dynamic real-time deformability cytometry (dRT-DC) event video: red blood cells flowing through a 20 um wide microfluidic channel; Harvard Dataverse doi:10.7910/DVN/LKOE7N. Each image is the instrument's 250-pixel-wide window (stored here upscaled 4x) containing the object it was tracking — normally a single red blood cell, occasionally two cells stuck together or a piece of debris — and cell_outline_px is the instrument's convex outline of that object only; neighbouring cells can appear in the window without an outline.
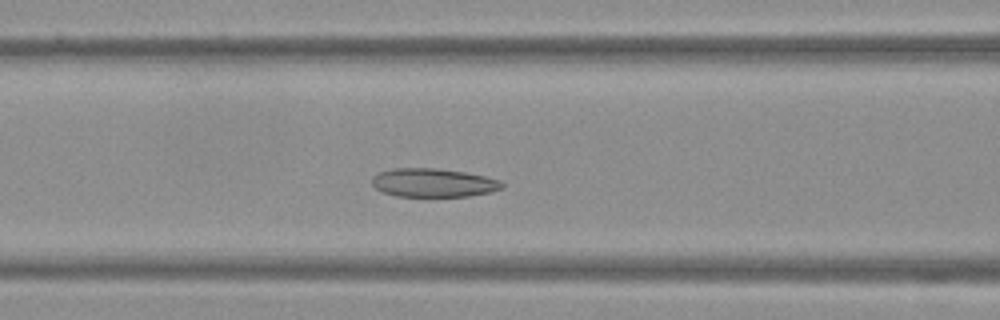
{"species": "Egyptian fruit bat (a non-hibernating species)", "species_latin": "Rousettus aegyptiacus", "temperature_condition": "warm", "stored_images_in_passage": 37, "camera_frame_rate_fps": 3000, "um_per_image_px": 0.085, "frame": {"image": 1, "passage_image": 7, "time_ms": 2.0, "image_size_px": [1000, 320], "cell_outline_px": [[504, 188], [492, 192], [468, 196], [396, 196], [384, 192], [376, 188], [372, 184], [372, 176], [380, 172], [392, 168], [432, 168], [464, 172], [484, 176], [500, 180], [504, 184]], "centroid_in_image_um": [36.85, 15.53], "position_along_channel_um": 129.8, "area_um2": 21.62}}
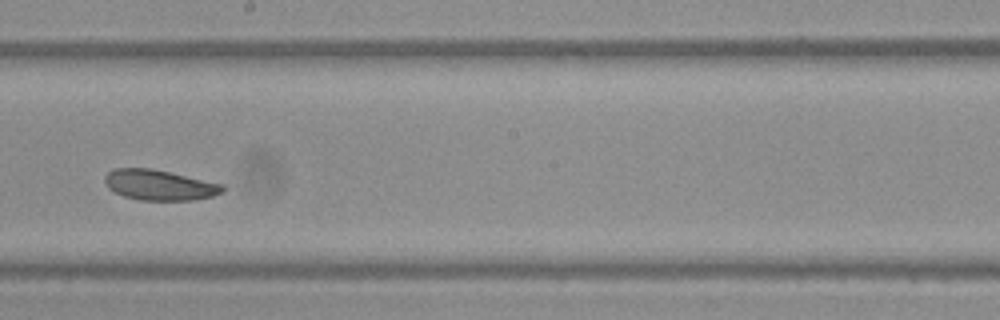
{"frame": {"image": 2, "passage_image": 15, "time_ms": 4.667, "image_size_px": [1000, 320], "cell_outline_px": [[224, 188], [220, 192], [212, 196], [192, 200], [140, 200], [124, 196], [108, 188], [104, 180], [104, 176], [108, 172], [116, 168], [152, 168], [224, 184]], "centroid_in_image_um": [13.53, 15.72], "position_along_channel_um": 234.7, "area_um2": 20.75}}
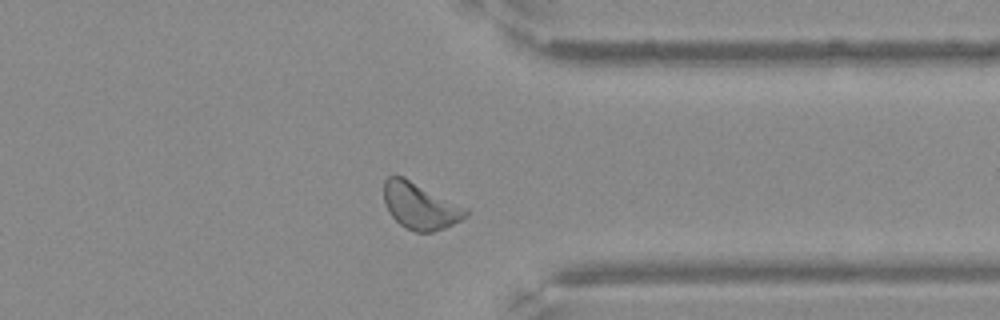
{"frame": {"image": 3, "passage_image": 26, "time_ms": 8.333, "image_size_px": [1000, 320], "cell_outline_px": [[468, 216], [444, 228], [432, 232], [416, 232], [404, 228], [388, 212], [384, 204], [384, 180], [388, 176], [404, 176], [468, 208]], "centroid_in_image_um": [35.7, 17.5], "position_along_channel_um": 375.7, "area_um2": 22.37}}